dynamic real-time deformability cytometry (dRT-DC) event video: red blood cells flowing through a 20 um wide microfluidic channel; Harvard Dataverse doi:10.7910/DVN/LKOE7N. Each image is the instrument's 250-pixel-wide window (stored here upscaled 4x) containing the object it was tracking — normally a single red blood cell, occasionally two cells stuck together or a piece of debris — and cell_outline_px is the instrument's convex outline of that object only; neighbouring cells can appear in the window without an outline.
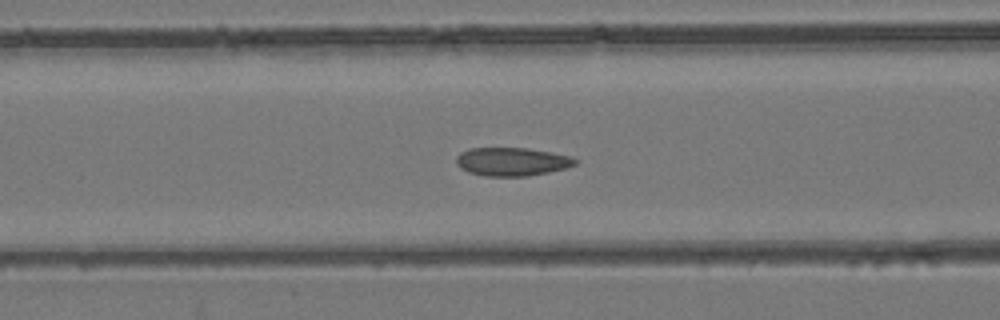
{"species": "common noctule bat (a hibernating species)", "species_latin": "Nyctalus noctula", "temperature_condition": "room temperature", "stored_images_in_passage": 54, "camera_frame_rate_fps": 3000, "um_per_image_px": 0.085, "animal": {"sex": "female", "body_mass_g": 24.6, "forearm_length_mm": 56.2}, "frame": {"image": 1, "passage_image": 22, "time_ms": 7.0, "image_size_px": [1000, 320], "cell_outline_px": [[580, 160], [576, 164], [564, 168], [548, 172], [528, 176], [484, 176], [468, 172], [460, 168], [456, 164], [456, 156], [460, 152], [468, 148], [528, 148], [572, 156]], "centroid_in_image_um": [43.5, 13.74], "position_along_channel_um": 123.1, "area_um2": 19.83}}
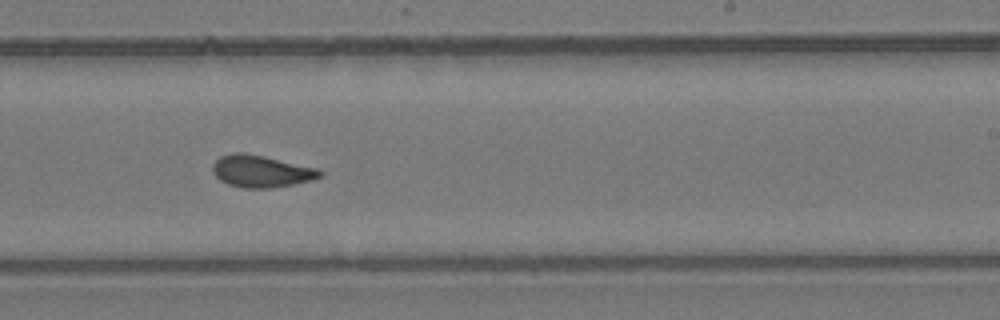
{"frame": {"image": 2, "passage_image": 33, "time_ms": 10.667, "image_size_px": [1000, 320], "cell_outline_px": [[324, 176], [312, 180], [272, 188], [244, 188], [228, 184], [220, 180], [212, 172], [212, 164], [220, 156], [236, 152], [240, 152], [264, 156], [320, 168], [324, 172]], "centroid_in_image_um": [22.24, 14.55], "position_along_channel_um": 266.8, "area_um2": 20.23}}
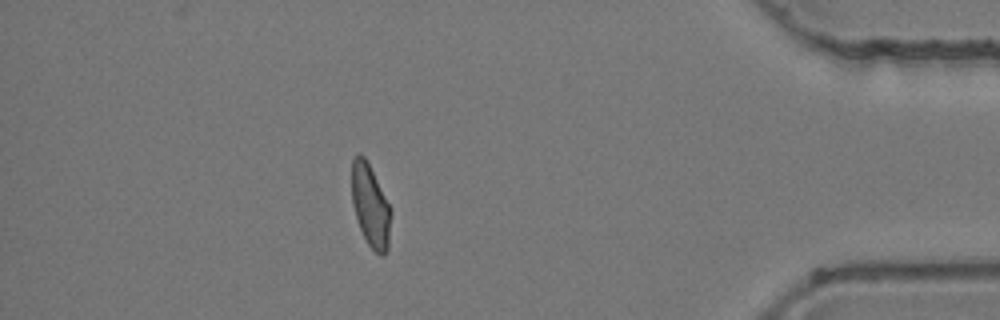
{"frame": {"image": 3, "passage_image": 47, "time_ms": 15.333, "image_size_px": [1000, 320], "cell_outline_px": [[392, 212], [388, 248], [384, 256], [380, 256], [368, 244], [360, 228], [352, 204], [352, 160], [360, 152], [364, 156], [392, 208]], "centroid_in_image_um": [31.51, 17.51], "position_along_channel_um": 403.7, "area_um2": 18.84}, "authors_computed_cell_mechanics": {"area_um2": 19.9121, "velocity_mm_per_s": 3.9241, "shape_relaxation_time_tau1_ms": 9.5661, "shape_relaxation_time_tau2_ms": 1.549, "deformation_change_tau1": 0.1675, "deformation_change_tau2": 0.0591}}